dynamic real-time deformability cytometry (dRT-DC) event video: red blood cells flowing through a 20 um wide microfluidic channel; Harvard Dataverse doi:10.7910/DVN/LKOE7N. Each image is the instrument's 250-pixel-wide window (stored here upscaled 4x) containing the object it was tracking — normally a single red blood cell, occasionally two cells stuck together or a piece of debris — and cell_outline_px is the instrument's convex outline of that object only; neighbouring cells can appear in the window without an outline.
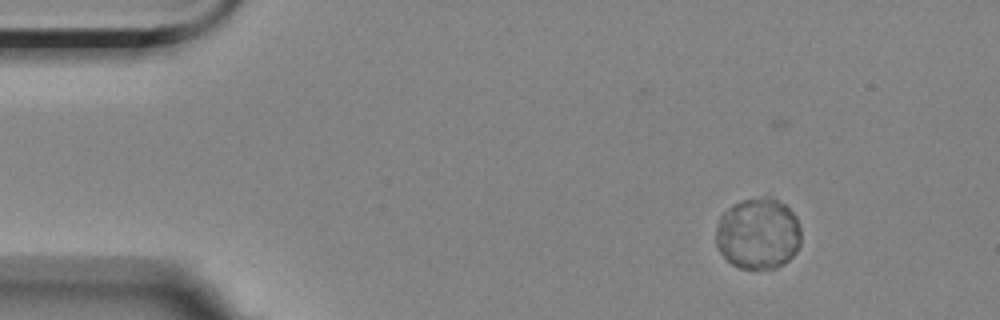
{"species": "Egyptian fruit bat (a non-hibernating species)", "species_latin": "Rousettus aegyptiacus", "temperature_condition": "room temperature", "stored_images_in_passage": 4, "camera_frame_rate_fps": 3000, "um_per_image_px": 0.085, "animal": {"sex": "female"}, "frame": {"image": 1, "passage_image": 2, "time_ms": 1.333, "image_size_px": [1000, 320], "cell_outline_px": [[800, 244], [796, 252], [784, 264], [776, 268], [740, 268], [732, 264], [720, 252], [716, 244], [716, 228], [720, 216], [732, 204], [744, 200], [764, 196], [772, 196], [784, 204], [796, 216], [800, 228]], "centroid_in_image_um": [64.44, 19.84], "position_along_channel_um": 20.6, "area_um2": 35.49}}
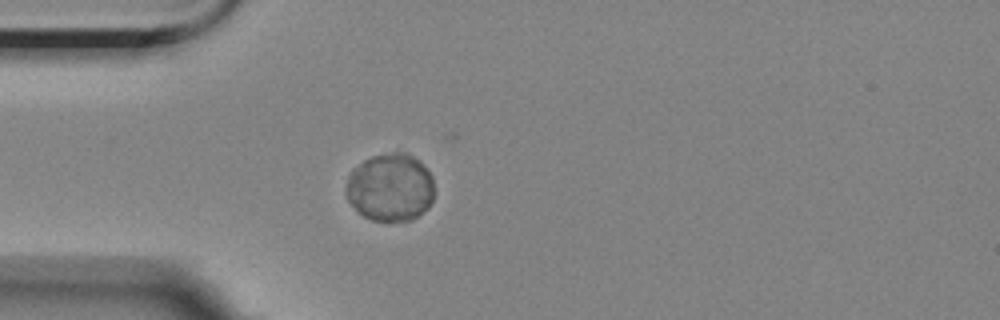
{"frame": {"image": 2, "passage_image": 4, "time_ms": 4.333, "image_size_px": [1000, 320], "cell_outline_px": [[432, 200], [428, 208], [412, 220], [372, 220], [364, 216], [348, 200], [344, 192], [348, 176], [352, 168], [364, 160], [372, 156], [392, 152], [404, 152], [420, 160], [424, 164], [432, 176]], "centroid_in_image_um": [33.16, 15.9], "position_along_channel_um": 51.8, "area_um2": 34.91}}